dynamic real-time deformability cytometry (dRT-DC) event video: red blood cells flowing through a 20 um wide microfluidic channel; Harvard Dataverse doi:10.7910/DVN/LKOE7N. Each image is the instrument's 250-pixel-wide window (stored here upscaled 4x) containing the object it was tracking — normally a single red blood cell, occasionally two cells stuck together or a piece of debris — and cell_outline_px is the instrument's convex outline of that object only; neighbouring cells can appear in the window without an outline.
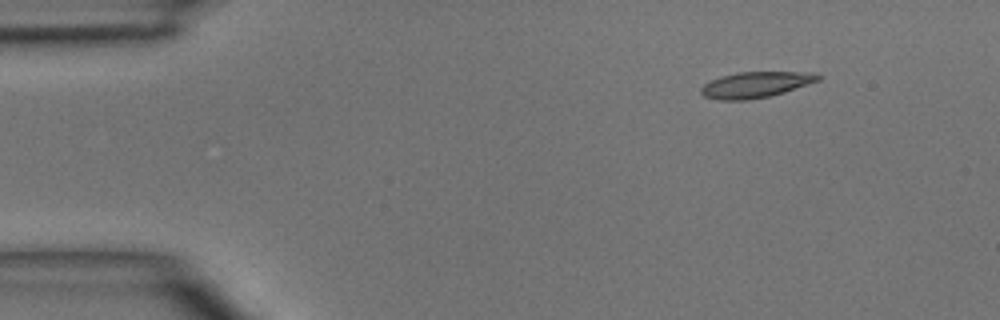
{"species": "common noctule bat (a hibernating species)", "species_latin": "Nyctalus noctula", "temperature_condition": "room temperature", "stored_images_in_passage": 3, "camera_frame_rate_fps": 3000, "um_per_image_px": 0.085, "animal": {"sex": "male", "body_mass_g": 15.6}, "frame": {"image": 1, "passage_image": 1, "time_ms": 0.0, "image_size_px": [1000, 320], "cell_outline_px": [[820, 80], [784, 92], [768, 96], [748, 100], [720, 100], [704, 96], [700, 92], [700, 88], [704, 84], [720, 76], [736, 72], [812, 72], [820, 76]], "centroid_in_image_um": [64.2, 7.19], "position_along_channel_um": 20.8, "area_um2": 17.57}}